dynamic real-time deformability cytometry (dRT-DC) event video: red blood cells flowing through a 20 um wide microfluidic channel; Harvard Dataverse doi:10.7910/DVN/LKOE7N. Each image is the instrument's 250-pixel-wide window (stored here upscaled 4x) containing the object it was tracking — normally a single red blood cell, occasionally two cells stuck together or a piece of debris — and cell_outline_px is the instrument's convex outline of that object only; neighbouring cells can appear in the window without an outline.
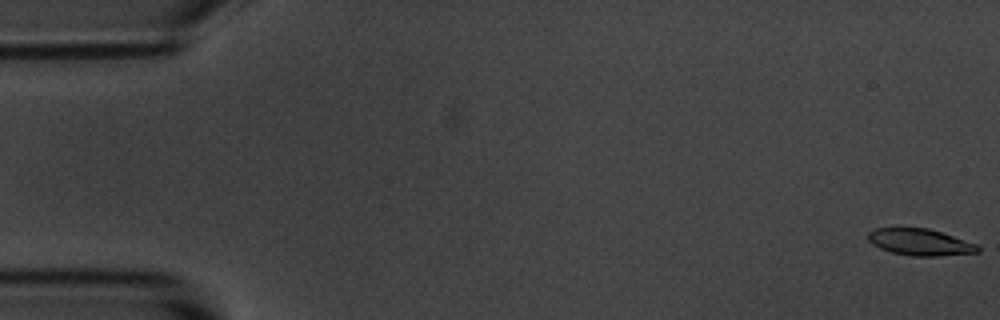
{"species": "common noctule bat (a hibernating species)", "species_latin": "Nyctalus noctula", "temperature_condition": "room temperature", "stored_images_in_passage": 5, "camera_frame_rate_fps": 3000, "um_per_image_px": 0.085, "animal": {"sex": "male", "body_mass_g": 20.1, "forearm_length_mm": 53.5}, "frame": {"image": 1, "passage_image": 1, "time_ms": 0.0, "image_size_px": [1000, 320], "cell_outline_px": [[980, 252], [936, 256], [912, 256], [892, 252], [880, 248], [872, 244], [868, 240], [868, 232], [876, 228], [928, 228], [976, 244], [980, 248]], "centroid_in_image_um": [78.18, 20.58], "position_along_channel_um": 6.8, "area_um2": 16.82}}
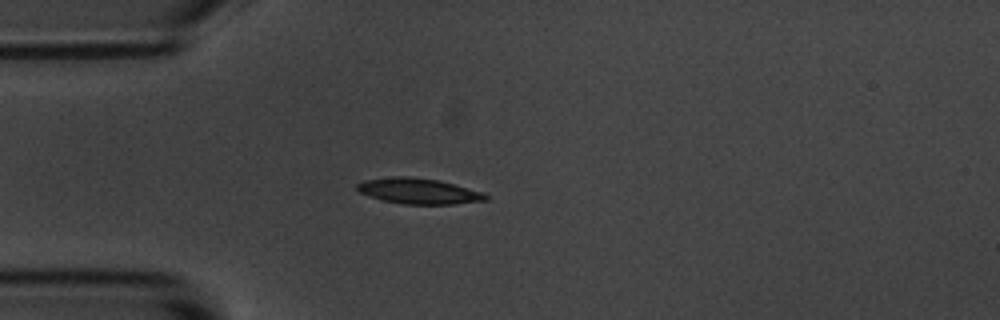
{"frame": {"image": 2, "passage_image": 5, "time_ms": 4.667, "image_size_px": [1000, 320], "cell_outline_px": [[488, 200], [452, 204], [404, 204], [384, 200], [360, 192], [356, 188], [356, 184], [364, 180], [396, 176], [412, 176], [440, 180], [484, 192], [488, 196]], "centroid_in_image_um": [35.62, 16.23], "position_along_channel_um": 49.4, "area_um2": 19.19}}